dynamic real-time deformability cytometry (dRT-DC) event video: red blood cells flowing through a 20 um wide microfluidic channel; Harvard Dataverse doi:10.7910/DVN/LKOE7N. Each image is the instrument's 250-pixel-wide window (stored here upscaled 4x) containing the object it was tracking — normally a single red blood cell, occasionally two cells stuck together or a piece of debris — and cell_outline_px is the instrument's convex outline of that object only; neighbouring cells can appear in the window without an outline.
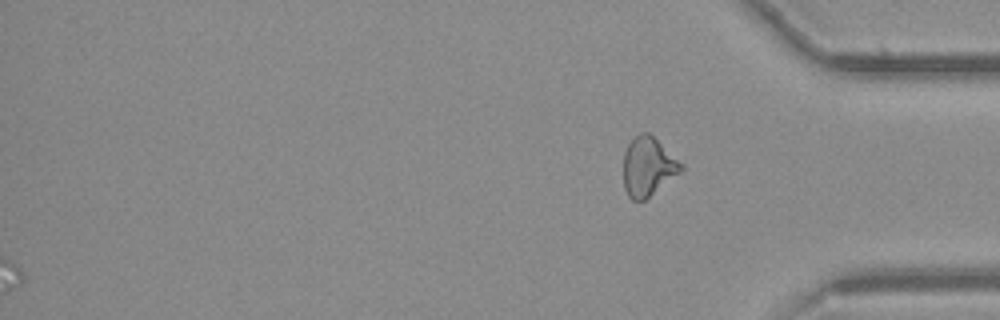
{"species": "common noctule bat (a hibernating species)", "species_latin": "Nyctalus noctula", "temperature_condition": "cold", "stored_images_in_passage": 53, "camera_frame_rate_fps": 3000, "um_per_image_px": 0.085, "animal": {"sex": "female", "body_mass_g": 21.9}, "frame": {"image": 1, "passage_image": 53, "time_ms": 17.333, "image_size_px": [1000, 320], "cell_outline_px": [[684, 168], [680, 172], [644, 200], [632, 200], [628, 196], [624, 188], [624, 152], [632, 136], [640, 132], [648, 132], [684, 164]], "centroid_in_image_um": [55.07, 14.13], "position_along_channel_um": 380.1, "area_um2": 19.71}}